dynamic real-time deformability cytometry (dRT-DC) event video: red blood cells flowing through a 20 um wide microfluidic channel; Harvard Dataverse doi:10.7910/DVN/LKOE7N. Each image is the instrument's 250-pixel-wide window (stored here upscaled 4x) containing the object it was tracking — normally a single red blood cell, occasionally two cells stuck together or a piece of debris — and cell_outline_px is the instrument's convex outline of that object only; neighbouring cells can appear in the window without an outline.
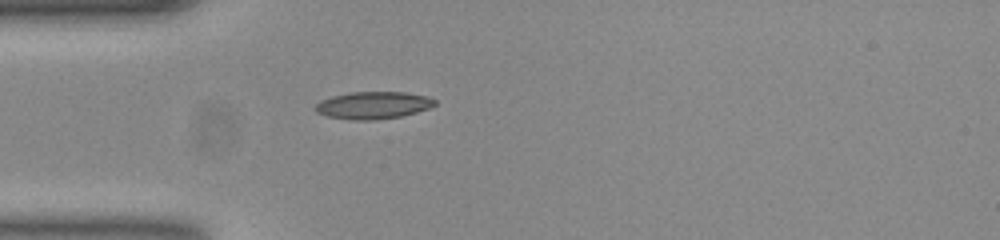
{"species": "common noctule bat (a hibernating species)", "species_latin": "Nyctalus noctula", "temperature_condition": "room temperature", "stored_images_in_passage": 12, "camera_frame_rate_fps": 3000, "um_per_image_px": 0.085, "animal": {"sex": "female", "body_mass_g": 23.0, "forearm_length_mm": 53.4}, "frame": {"image": 1, "passage_image": 1, "time_ms": 0.0, "image_size_px": [1000, 240], "cell_outline_px": [[436, 104], [428, 108], [416, 112], [400, 116], [376, 120], [352, 120], [328, 116], [316, 112], [316, 104], [320, 100], [332, 96], [352, 92], [404, 92], [428, 96], [436, 100]], "centroid_in_image_um": [31.72, 8.94], "position_along_channel_um": 53.3, "area_um2": 18.9}}
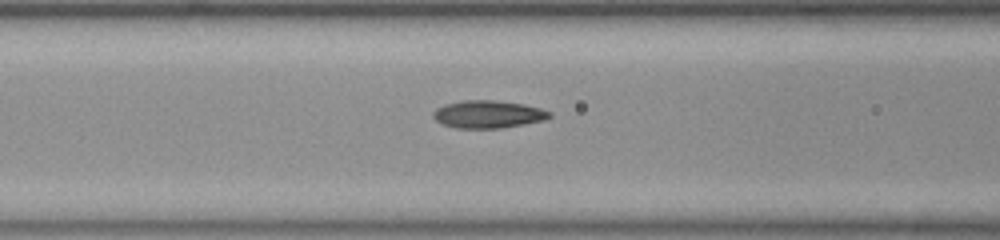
{"frame": {"image": 2, "passage_image": 7, "time_ms": 2.0, "image_size_px": [1000, 240], "cell_outline_px": [[552, 116], [544, 120], [524, 124], [500, 128], [456, 128], [444, 124], [436, 120], [432, 116], [432, 112], [436, 108], [444, 104], [464, 100], [496, 100], [524, 104], [540, 108], [552, 112]], "centroid_in_image_um": [41.49, 9.7], "position_along_channel_um": 125.1, "area_um2": 18.79}}
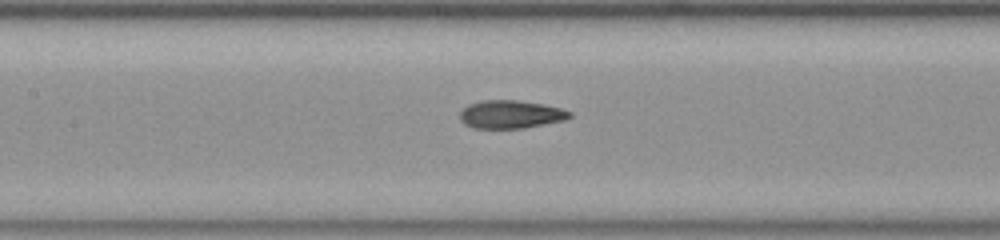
{"frame": {"image": 3, "passage_image": 10, "time_ms": 3.0, "image_size_px": [1000, 240], "cell_outline_px": [[572, 116], [564, 120], [524, 128], [472, 128], [464, 124], [460, 120], [460, 112], [468, 104], [484, 100], [516, 100], [544, 104], [560, 108], [572, 112]], "centroid_in_image_um": [43.4, 9.72], "position_along_channel_um": 164.0, "area_um2": 17.98}}